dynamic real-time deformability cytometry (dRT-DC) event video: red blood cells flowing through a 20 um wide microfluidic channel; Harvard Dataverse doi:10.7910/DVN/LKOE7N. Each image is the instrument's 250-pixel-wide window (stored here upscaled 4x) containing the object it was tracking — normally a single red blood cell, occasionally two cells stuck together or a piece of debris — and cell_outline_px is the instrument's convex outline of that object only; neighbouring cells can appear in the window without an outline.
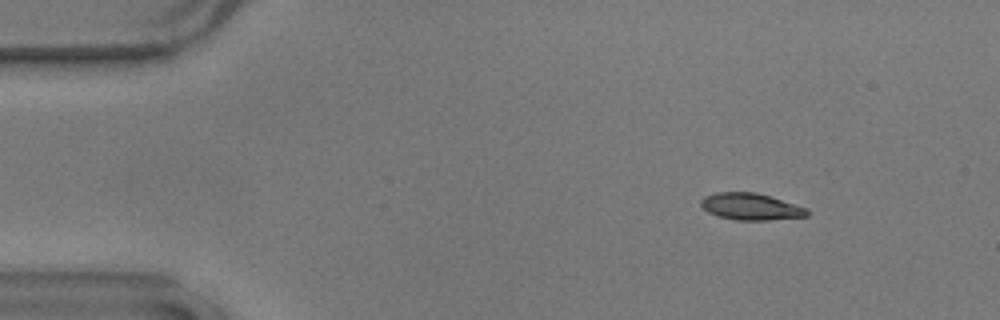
{"species": "common noctule bat (a hibernating species)", "species_latin": "Nyctalus noctula", "temperature_condition": "warm", "stored_images_in_passage": 51, "camera_frame_rate_fps": 3000, "um_per_image_px": 0.085, "animal": {"sex": "male", "body_mass_g": 17.9}, "frame": {"image": 1, "passage_image": 3, "time_ms": 0.667, "image_size_px": [1000, 320], "cell_outline_px": [[808, 216], [768, 220], [736, 220], [720, 216], [708, 212], [700, 204], [700, 200], [704, 196], [716, 192], [756, 192], [808, 208]], "centroid_in_image_um": [63.81, 17.56], "position_along_channel_um": 21.2, "area_um2": 16.47}}
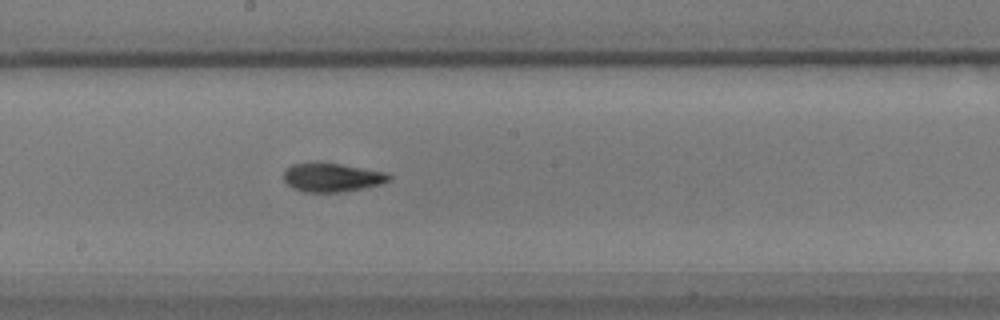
{"frame": {"image": 2, "passage_image": 26, "time_ms": 8.333, "image_size_px": [1000, 320], "cell_outline_px": [[392, 180], [380, 184], [364, 188], [340, 192], [304, 192], [292, 188], [284, 180], [284, 172], [292, 164], [320, 160], [388, 172], [392, 176]], "centroid_in_image_um": [28.24, 15.05], "position_along_channel_um": 220.0, "area_um2": 18.21}}
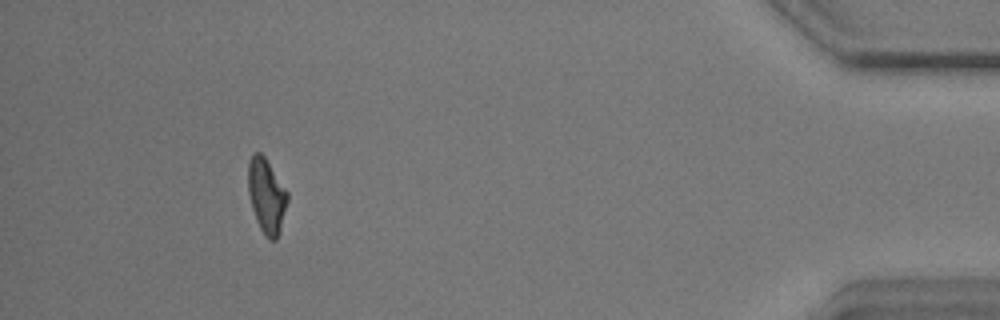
{"frame": {"image": 3, "passage_image": 47, "time_ms": 15.333, "image_size_px": [1000, 320], "cell_outline_px": [[288, 200], [280, 228], [276, 240], [268, 240], [264, 236], [256, 220], [252, 208], [248, 192], [248, 160], [252, 152], [260, 152], [264, 156], [288, 192]], "centroid_in_image_um": [22.63, 16.63], "position_along_channel_um": 412.6, "area_um2": 17.11}, "authors_computed_cell_mechanics": {"area_um2": 17.1088, "velocity_mm_per_s": 3.6324, "shape_relaxation_time_tau1_ms": 6.193, "shape_relaxation_time_tau2_ms": 2.991, "deformation_change_tau1": 0.1894, "deformation_change_tau2": 0.093}}